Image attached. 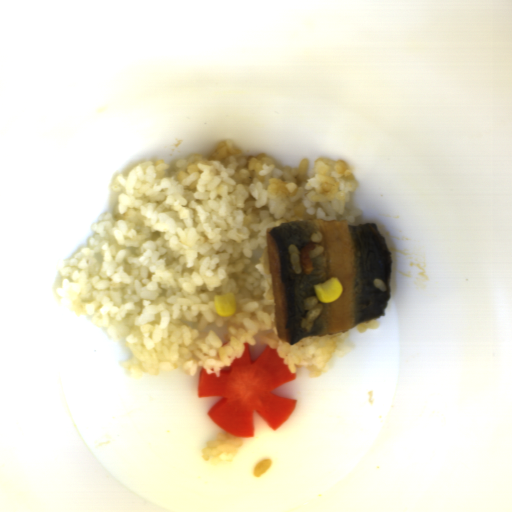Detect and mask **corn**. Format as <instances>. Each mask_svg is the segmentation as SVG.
<instances>
[{
  "mask_svg": "<svg viewBox=\"0 0 512 512\" xmlns=\"http://www.w3.org/2000/svg\"><path fill=\"white\" fill-rule=\"evenodd\" d=\"M214 305L217 315L221 317H230L236 314L237 311V300L236 295H216L213 296Z\"/></svg>",
  "mask_w": 512,
  "mask_h": 512,
  "instance_id": "obj_2",
  "label": "corn"
},
{
  "mask_svg": "<svg viewBox=\"0 0 512 512\" xmlns=\"http://www.w3.org/2000/svg\"><path fill=\"white\" fill-rule=\"evenodd\" d=\"M314 295L322 303L336 301L342 295V285L337 278L315 284Z\"/></svg>",
  "mask_w": 512,
  "mask_h": 512,
  "instance_id": "obj_1",
  "label": "corn"
}]
</instances>
